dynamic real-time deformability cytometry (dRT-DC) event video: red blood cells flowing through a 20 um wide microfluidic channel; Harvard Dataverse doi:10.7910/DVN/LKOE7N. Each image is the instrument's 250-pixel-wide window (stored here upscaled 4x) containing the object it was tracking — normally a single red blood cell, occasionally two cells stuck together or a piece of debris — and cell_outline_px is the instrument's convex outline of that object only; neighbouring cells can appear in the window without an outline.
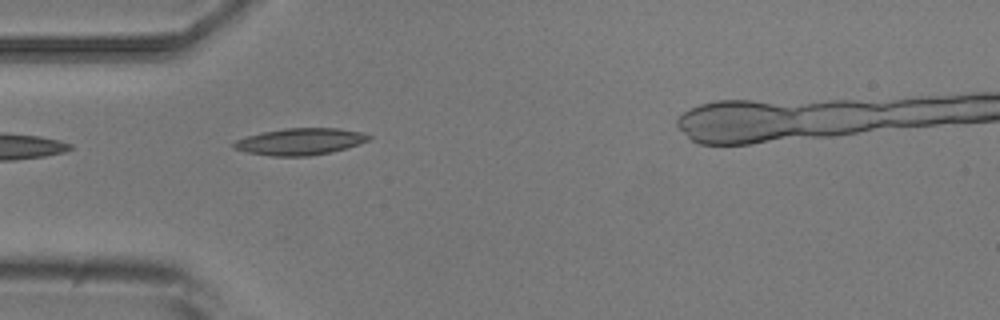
{"species": "common noctule bat (a hibernating species)", "species_latin": "Nyctalus noctula", "temperature_condition": "room temperature", "stored_images_in_passage": 5, "camera_frame_rate_fps": 3000, "um_per_image_px": 0.085, "animal": {"sex": "male", "body_mass_g": 20.5, "forearm_length_mm": 52.5}, "frame": {"image": 1, "passage_image": 4, "time_ms": 3.667, "image_size_px": [1000, 320], "cell_outline_px": [[372, 136], [368, 140], [332, 152], [308, 156], [272, 156], [248, 152], [232, 148], [232, 144], [236, 140], [260, 132], [284, 128], [340, 128], [360, 132]], "centroid_in_image_um": [25.47, 12.03], "position_along_channel_um": 59.5, "area_um2": 20.87}}
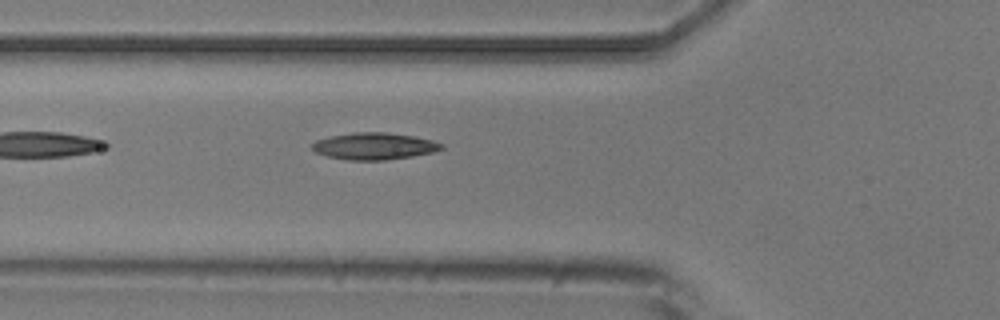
{"frame": {"image": 2, "passage_image": 5, "time_ms": 4.667, "image_size_px": [1000, 320], "cell_outline_px": [[444, 148], [432, 152], [412, 156], [384, 160], [348, 160], [328, 156], [316, 152], [312, 148], [312, 144], [316, 140], [332, 136], [352, 132], [384, 132], [412, 136], [432, 140], [444, 144]], "centroid_in_image_um": [31.81, 12.42], "position_along_channel_um": 94.0, "area_um2": 20.06}}